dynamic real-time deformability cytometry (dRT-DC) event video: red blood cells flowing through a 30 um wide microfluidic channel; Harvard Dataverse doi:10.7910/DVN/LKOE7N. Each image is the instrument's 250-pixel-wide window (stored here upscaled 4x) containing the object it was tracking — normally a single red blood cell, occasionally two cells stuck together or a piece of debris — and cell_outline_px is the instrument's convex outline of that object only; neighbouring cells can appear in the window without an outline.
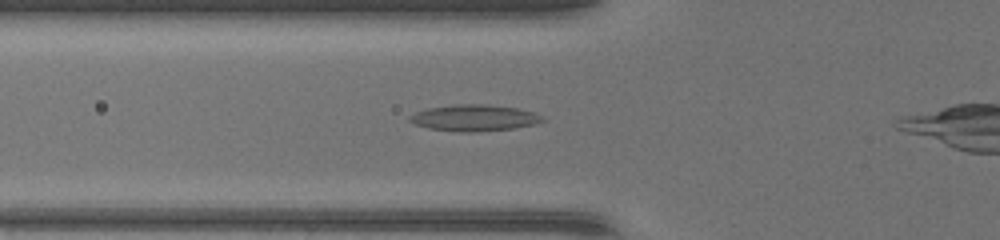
{"species": "common noctule bat (a hibernating species)", "species_latin": "Nyctalus noctula", "temperature_condition": "warm", "stored_images_in_passage": 33, "camera_frame_rate_fps": 3000, "um_per_image_px": 0.085, "animal": {"sex": "female", "body_mass_g": 17.0, "forearm_length_mm": 48.0}, "frame": {"image": 1, "passage_image": 9, "time_ms": 2.667, "image_size_px": [1000, 240], "cell_outline_px": [[548, 120], [536, 124], [516, 128], [472, 132], [460, 132], [428, 128], [416, 124], [408, 120], [408, 116], [416, 112], [428, 108], [452, 104], [488, 104], [516, 108], [532, 112], [544, 116]], "centroid_in_image_um": [40.35, 10.02], "position_along_channel_um": 85.5, "area_um2": 20.58}}
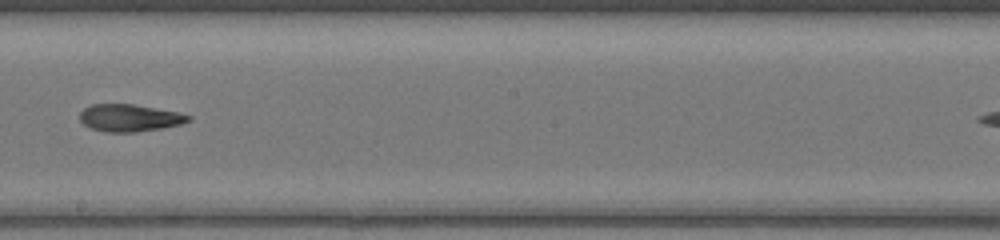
{"frame": {"image": 2, "passage_image": 19, "time_ms": 6.0, "image_size_px": [1000, 240], "cell_outline_px": [[192, 120], [180, 124], [160, 128], [136, 132], [104, 132], [92, 128], [84, 124], [80, 120], [80, 112], [84, 108], [92, 104], [132, 104], [180, 112], [192, 116]], "centroid_in_image_um": [11.03, 10.01], "position_along_channel_um": 237.2, "area_um2": 17.22}}
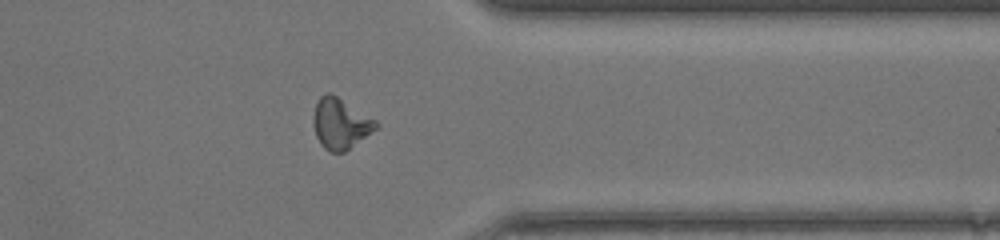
{"frame": {"image": 3, "passage_image": 29, "time_ms": 9.333, "image_size_px": [1000, 240], "cell_outline_px": [[380, 124], [376, 128], [344, 152], [328, 152], [320, 144], [316, 136], [312, 124], [312, 116], [316, 100], [320, 96], [328, 92], [332, 92], [376, 120]], "centroid_in_image_um": [28.88, 10.47], "position_along_channel_um": 382.5, "area_um2": 18.67}}